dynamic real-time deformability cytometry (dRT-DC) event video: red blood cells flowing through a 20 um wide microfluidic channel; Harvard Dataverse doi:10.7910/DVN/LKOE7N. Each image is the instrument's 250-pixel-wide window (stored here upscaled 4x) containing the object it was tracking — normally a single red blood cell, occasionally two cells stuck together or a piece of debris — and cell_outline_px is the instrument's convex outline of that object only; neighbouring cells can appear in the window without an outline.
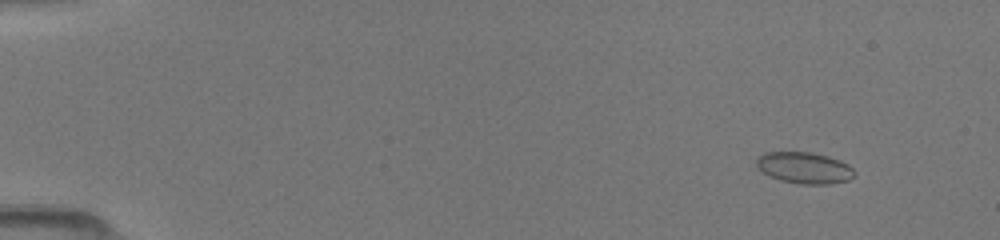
{"species": "common noctule bat (a hibernating species)", "species_latin": "Nyctalus noctula", "temperature_condition": "room temperature", "stored_images_in_passage": 51, "camera_frame_rate_fps": 3000, "um_per_image_px": 0.085, "animal": {"sex": "female", "body_mass_g": 19.5, "forearm_length_mm": 54.1}, "frame": {"image": 1, "passage_image": 6, "time_ms": 1.667, "image_size_px": [1000, 240], "cell_outline_px": [[856, 176], [848, 180], [828, 184], [800, 184], [780, 180], [768, 176], [756, 164], [756, 160], [764, 152], [812, 152], [840, 160], [848, 164], [856, 172]], "centroid_in_image_um": [68.4, 14.27], "position_along_channel_um": 16.6, "area_um2": 17.92}}
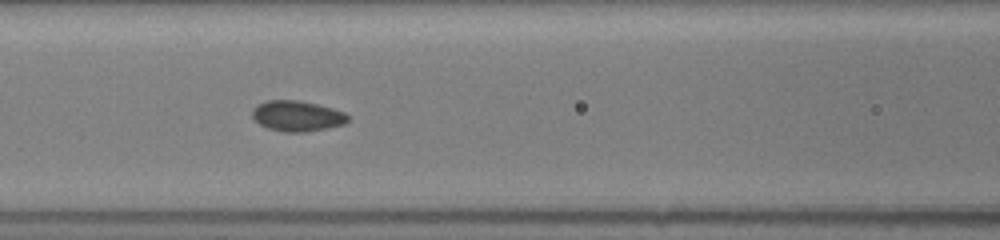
{"frame": {"image": 2, "passage_image": 24, "time_ms": 7.667, "image_size_px": [1000, 240], "cell_outline_px": [[348, 120], [344, 124], [304, 132], [284, 132], [268, 128], [260, 124], [252, 116], [252, 108], [256, 104], [268, 100], [300, 100], [332, 108], [344, 112], [348, 116]], "centroid_in_image_um": [25.22, 9.84], "position_along_channel_um": 141.4, "area_um2": 16.94}}
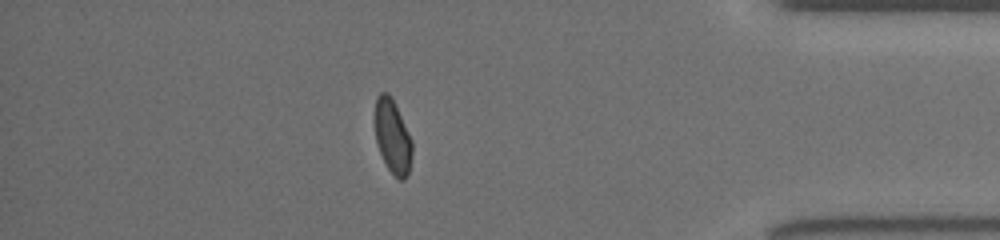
{"frame": {"image": 3, "passage_image": 45, "time_ms": 14.667, "image_size_px": [1000, 240], "cell_outline_px": [[412, 156], [408, 172], [404, 180], [400, 180], [388, 168], [380, 152], [376, 140], [376, 96], [380, 92], [388, 92], [412, 140]], "centroid_in_image_um": [33.38, 11.63], "position_along_channel_um": 401.8, "area_um2": 15.43}}